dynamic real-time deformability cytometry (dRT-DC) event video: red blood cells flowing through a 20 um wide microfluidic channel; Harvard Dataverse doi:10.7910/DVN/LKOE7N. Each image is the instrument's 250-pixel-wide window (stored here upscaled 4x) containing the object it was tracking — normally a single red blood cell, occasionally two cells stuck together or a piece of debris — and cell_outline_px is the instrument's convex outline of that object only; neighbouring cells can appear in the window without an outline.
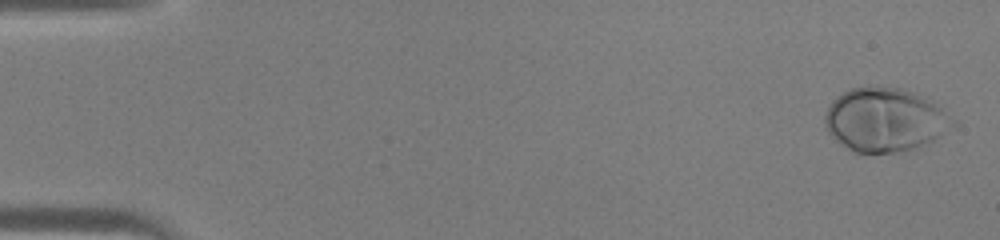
{"species": "human", "species_latin": "Homo sapiens", "temperature_condition": "warm", "stored_images_in_passage": 44, "camera_frame_rate_fps": 3000, "um_per_image_px": 0.085, "donor": {"sex": "male"}, "frame": {"image": 1, "passage_image": 1, "time_ms": 0.0, "image_size_px": [1000, 240], "cell_outline_px": [[960, 124], [956, 128], [932, 140], [912, 148], [896, 152], [852, 152], [840, 144], [828, 132], [824, 124], [824, 116], [832, 100], [844, 92], [852, 88], [900, 88], [912, 92], [940, 108], [956, 120]], "centroid_in_image_um": [75.22, 10.21], "position_along_channel_um": 9.8, "area_um2": 46.82}}
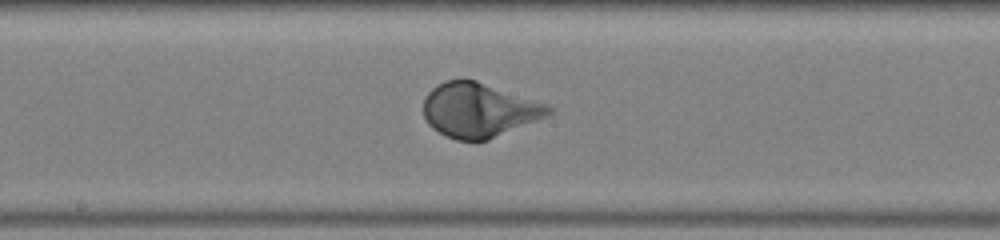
{"frame": {"image": 2, "passage_image": 24, "time_ms": 7.667, "image_size_px": [1000, 240], "cell_outline_px": [[552, 112], [548, 116], [488, 140], [456, 140], [432, 128], [428, 124], [424, 116], [424, 96], [432, 88], [444, 80], [464, 76], [548, 104], [552, 108]], "centroid_in_image_um": [40.69, 9.32], "position_along_channel_um": 207.5, "area_um2": 39.94}}
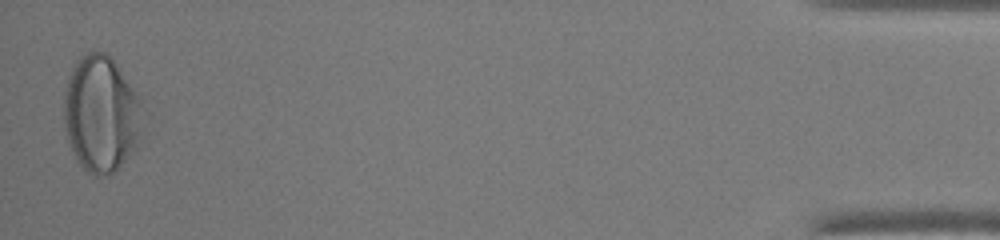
{"frame": {"image": 3, "passage_image": 44, "time_ms": 14.333, "image_size_px": [1000, 240], "cell_outline_px": [[148, 120], [140, 140], [136, 148], [112, 172], [100, 176], [96, 176], [88, 172], [80, 164], [68, 140], [64, 124], [64, 92], [68, 76], [76, 60], [84, 52], [104, 52], [116, 64], [140, 100], [148, 116]], "centroid_in_image_um": [8.64, 9.68], "position_along_channel_um": 426.6, "area_um2": 53.75}}